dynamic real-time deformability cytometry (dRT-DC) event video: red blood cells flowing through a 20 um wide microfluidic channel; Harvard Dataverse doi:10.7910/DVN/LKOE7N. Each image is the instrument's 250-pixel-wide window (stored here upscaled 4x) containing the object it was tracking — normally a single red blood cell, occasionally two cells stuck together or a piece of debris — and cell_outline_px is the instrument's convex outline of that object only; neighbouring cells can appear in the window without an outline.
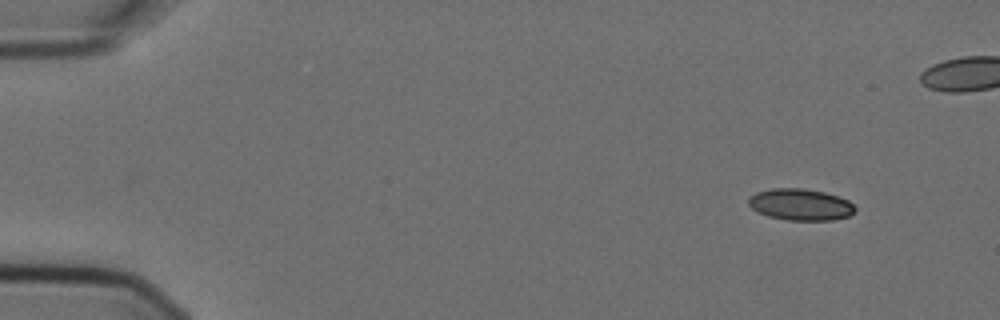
{"species": "Egyptian fruit bat (a non-hibernating species)", "species_latin": "Rousettus aegyptiacus", "temperature_condition": "cold", "stored_images_in_passage": 10, "camera_frame_rate_fps": 3000, "um_per_image_px": 0.085, "animal": {"sex": "female"}, "frame": {"image": 1, "passage_image": 1, "time_ms": 0.0, "image_size_px": [1000, 320], "cell_outline_px": [[856, 212], [848, 216], [832, 220], [784, 220], [768, 216], [752, 208], [748, 204], [748, 196], [756, 192], [772, 188], [804, 188], [824, 192], [848, 200], [856, 208]], "centroid_in_image_um": [68.03, 17.38], "position_along_channel_um": 17.0, "area_um2": 19.65}}
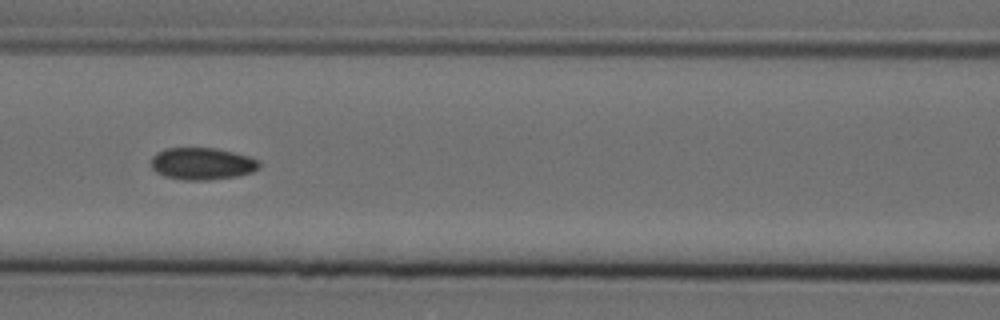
{"frame": {"image": 2, "passage_image": 6, "time_ms": 1.667, "image_size_px": [1000, 320], "cell_outline_px": [[260, 168], [252, 172], [236, 176], [208, 180], [188, 180], [164, 176], [156, 172], [152, 168], [152, 156], [156, 152], [168, 148], [216, 148], [248, 156], [260, 160]], "centroid_in_image_um": [17.19, 13.91], "position_along_channel_um": 149.4, "area_um2": 20.17}}
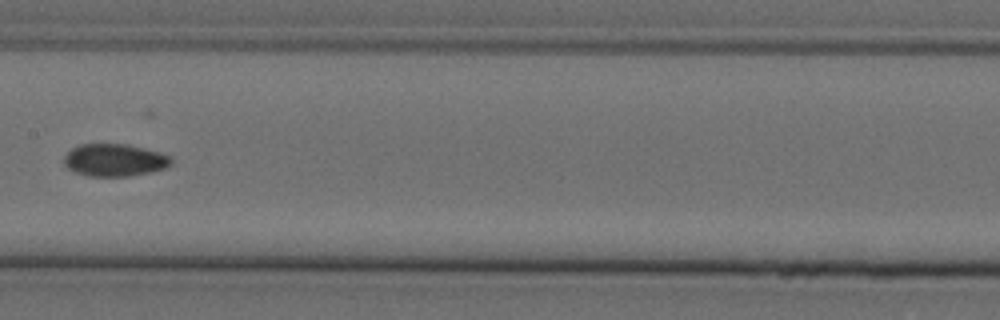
{"frame": {"image": 3, "passage_image": 7, "time_ms": 2.0, "image_size_px": [1000, 320], "cell_outline_px": [[172, 164], [164, 168], [148, 172], [128, 176], [88, 176], [76, 172], [68, 168], [64, 164], [64, 156], [72, 148], [80, 144], [128, 144], [160, 152], [172, 156]], "centroid_in_image_um": [9.75, 13.6], "position_along_channel_um": 197.7, "area_um2": 20.23}}